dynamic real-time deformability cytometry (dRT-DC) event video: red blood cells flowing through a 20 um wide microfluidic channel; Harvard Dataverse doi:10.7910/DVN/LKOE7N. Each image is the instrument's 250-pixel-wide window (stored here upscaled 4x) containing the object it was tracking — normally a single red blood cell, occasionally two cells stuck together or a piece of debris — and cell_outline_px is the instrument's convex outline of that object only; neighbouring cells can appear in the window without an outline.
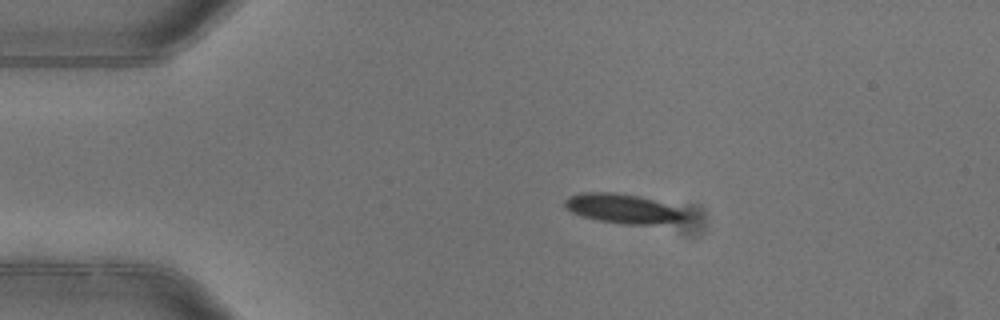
{"species": "common noctule bat (a hibernating species)", "species_latin": "Nyctalus noctula", "temperature_condition": "warm", "stored_images_in_passage": 3, "camera_frame_rate_fps": 3000, "um_per_image_px": 0.085, "animal": {"sex": "female"}, "frame": {"image": 1, "passage_image": 1, "time_ms": 0.0, "image_size_px": [1000, 320], "cell_outline_px": [[688, 216], [684, 220], [656, 224], [624, 224], [600, 220], [584, 216], [572, 212], [564, 208], [564, 200], [568, 196], [580, 192], [612, 192], [636, 196], [652, 200], [688, 212]], "centroid_in_image_um": [52.9, 17.73], "position_along_channel_um": 32.1, "area_um2": 20.35}}
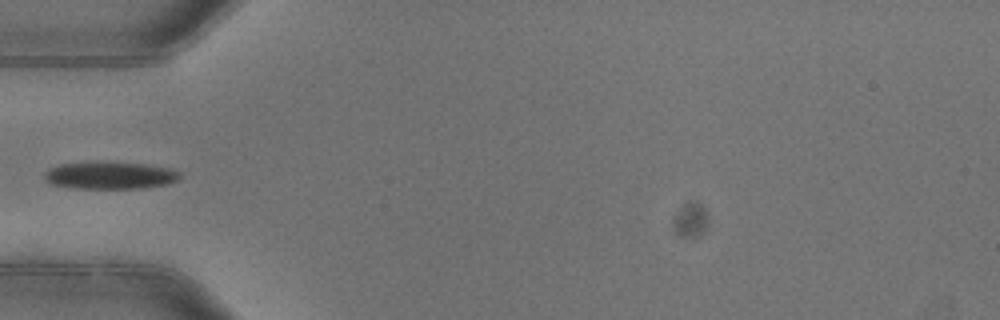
{"frame": {"image": 2, "passage_image": 3, "time_ms": 0.667, "image_size_px": [1000, 320], "cell_outline_px": [[180, 176], [176, 180], [168, 184], [144, 188], [72, 188], [52, 184], [44, 180], [44, 172], [48, 168], [60, 164], [100, 160], [144, 164], [168, 168], [180, 172]], "centroid_in_image_um": [9.29, 14.88], "position_along_channel_um": 75.7, "area_um2": 21.96}}